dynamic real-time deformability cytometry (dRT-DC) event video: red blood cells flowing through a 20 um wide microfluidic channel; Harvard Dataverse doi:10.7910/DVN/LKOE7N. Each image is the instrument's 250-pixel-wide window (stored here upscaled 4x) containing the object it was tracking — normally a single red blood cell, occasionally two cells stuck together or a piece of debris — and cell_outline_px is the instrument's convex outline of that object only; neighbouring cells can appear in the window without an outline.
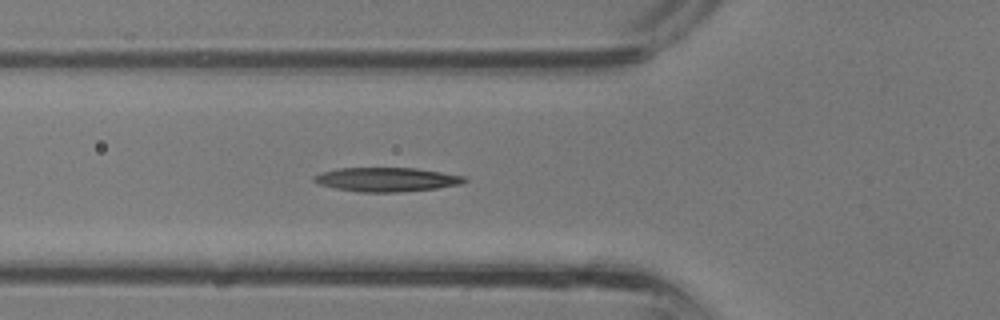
{"species": "common noctule bat (a hibernating species)", "species_latin": "Nyctalus noctula", "temperature_condition": "room temperature", "stored_images_in_passage": 35, "camera_frame_rate_fps": 3000, "um_per_image_px": 0.085, "animal": {"sex": "male", "body_mass_g": 13.3}, "frame": {"image": 1, "passage_image": 12, "time_ms": 3.667, "image_size_px": [1000, 320], "cell_outline_px": [[468, 180], [460, 184], [436, 188], [400, 192], [360, 192], [336, 188], [320, 184], [312, 180], [312, 176], [336, 168], [416, 168], [464, 176]], "centroid_in_image_um": [32.85, 15.25], "position_along_channel_um": 92.9, "area_um2": 20.92}}
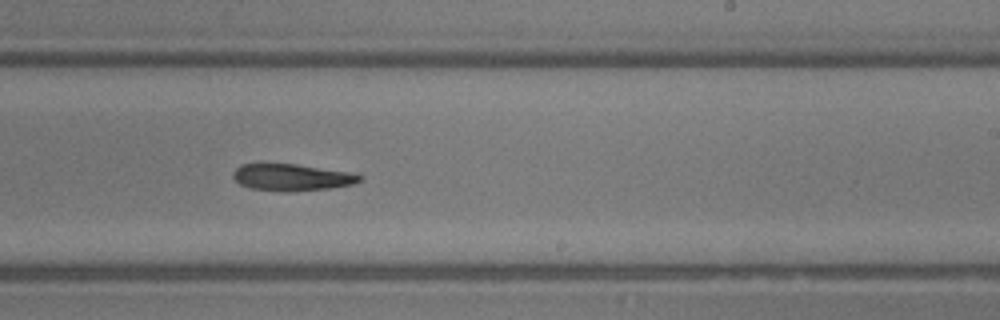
{"frame": {"image": 2, "passage_image": 21, "time_ms": 6.667, "image_size_px": [1000, 320], "cell_outline_px": [[364, 180], [352, 184], [332, 188], [284, 192], [252, 188], [240, 184], [232, 176], [232, 172], [240, 164], [296, 164], [352, 172], [364, 176]], "centroid_in_image_um": [24.85, 15.07], "position_along_channel_um": 264.1, "area_um2": 19.88}}
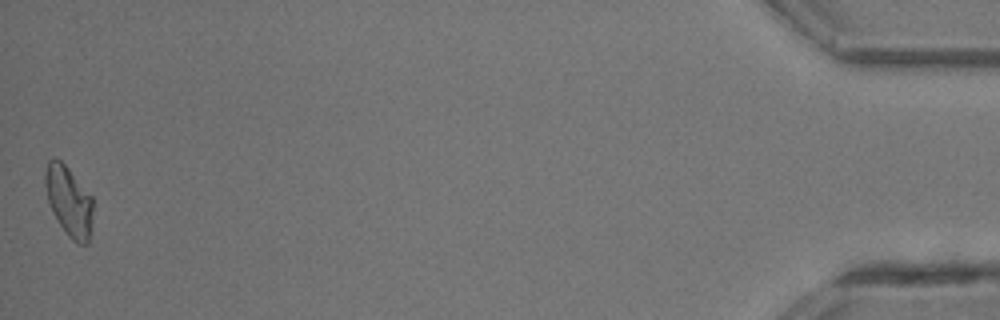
{"frame": {"image": 3, "passage_image": 35, "time_ms": 11.333, "image_size_px": [1000, 320], "cell_outline_px": [[92, 228], [88, 244], [80, 244], [72, 240], [68, 236], [52, 212], [48, 200], [44, 184], [44, 172], [48, 160], [52, 156], [56, 156], [68, 168], [92, 196]], "centroid_in_image_um": [5.84, 17.08], "position_along_channel_um": 429.4, "area_um2": 19.71}}